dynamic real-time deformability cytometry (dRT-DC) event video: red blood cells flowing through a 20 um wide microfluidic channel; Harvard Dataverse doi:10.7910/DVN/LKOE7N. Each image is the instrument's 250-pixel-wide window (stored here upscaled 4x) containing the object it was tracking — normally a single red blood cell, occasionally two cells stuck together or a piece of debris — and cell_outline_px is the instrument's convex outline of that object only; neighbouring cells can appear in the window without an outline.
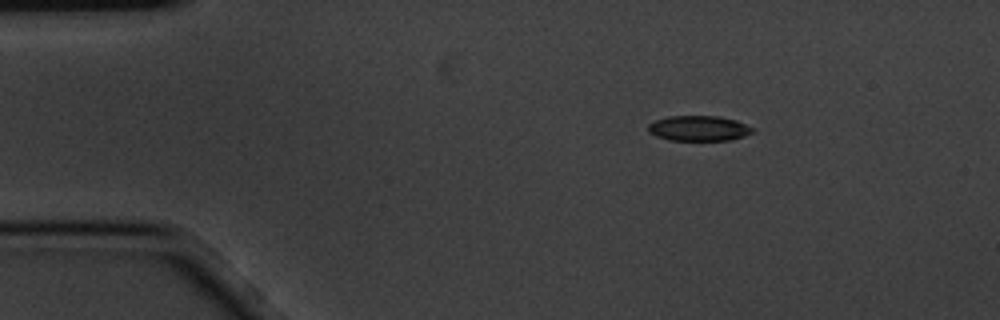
{"species": "common noctule bat (a hibernating species)", "species_latin": "Nyctalus noctula", "temperature_condition": "cold", "stored_images_in_passage": 3, "camera_frame_rate_fps": 3000, "um_per_image_px": 0.085, "animal": {"sex": "male", "body_mass_g": 20.1, "forearm_length_mm": 53.5}, "frame": {"image": 1, "passage_image": 1, "time_ms": 0.0, "image_size_px": [1000, 320], "cell_outline_px": [[756, 132], [732, 140], [668, 140], [656, 136], [648, 132], [648, 124], [656, 120], [668, 116], [720, 116], [736, 120], [752, 128]], "centroid_in_image_um": [59.39, 10.91], "position_along_channel_um": 25.6, "area_um2": 15.43}}